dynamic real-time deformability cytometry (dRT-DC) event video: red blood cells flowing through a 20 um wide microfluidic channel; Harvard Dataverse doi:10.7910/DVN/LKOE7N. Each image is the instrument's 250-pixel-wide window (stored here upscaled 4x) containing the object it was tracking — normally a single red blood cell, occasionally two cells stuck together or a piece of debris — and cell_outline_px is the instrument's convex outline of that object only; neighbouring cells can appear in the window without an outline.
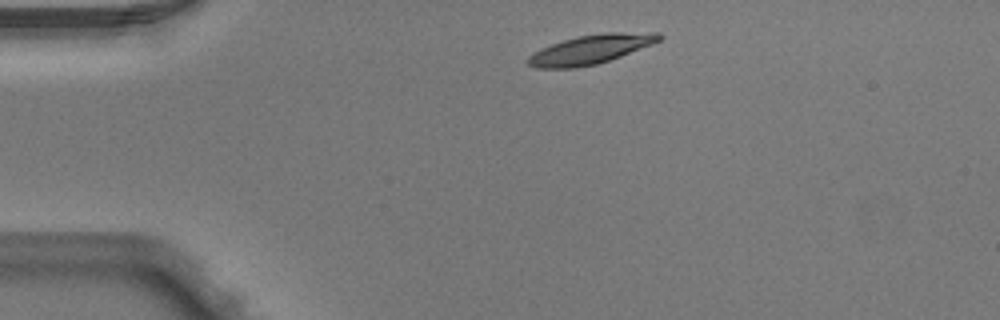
{"species": "Egyptian fruit bat (a non-hibernating species)", "species_latin": "Rousettus aegyptiacus", "temperature_condition": "warm", "stored_images_in_passage": 2, "camera_frame_rate_fps": 3000, "um_per_image_px": 0.085, "animal": {"sex": "male"}, "frame": {"image": 1, "passage_image": 1, "time_ms": 0.0, "image_size_px": [1000, 320], "cell_outline_px": [[664, 36], [660, 40], [652, 44], [620, 56], [596, 64], [576, 68], [536, 68], [528, 64], [528, 56], [532, 52], [540, 48], [576, 36], [604, 32], [660, 32]], "centroid_in_image_um": [50.21, 4.18], "position_along_channel_um": 34.8, "area_um2": 22.31}}